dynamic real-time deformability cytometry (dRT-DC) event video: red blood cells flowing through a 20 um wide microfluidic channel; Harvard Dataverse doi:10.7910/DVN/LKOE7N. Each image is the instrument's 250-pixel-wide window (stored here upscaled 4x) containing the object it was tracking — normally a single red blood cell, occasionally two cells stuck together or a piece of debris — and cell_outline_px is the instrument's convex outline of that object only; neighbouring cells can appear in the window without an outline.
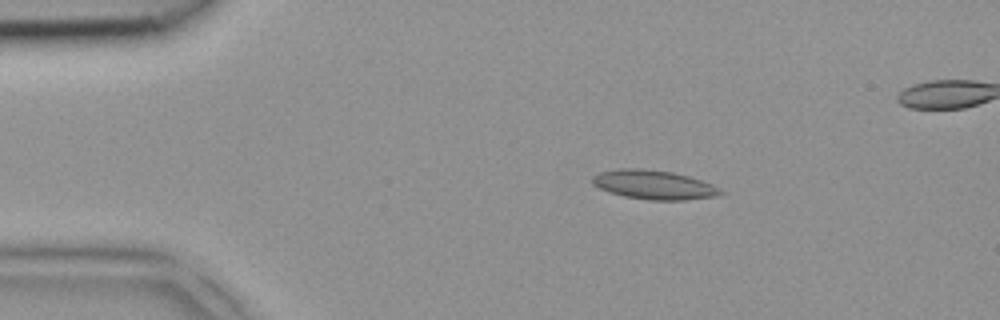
{"species": "common noctule bat (a hibernating species)", "species_latin": "Nyctalus noctula", "temperature_condition": "room temperature", "stored_images_in_passage": 4, "camera_frame_rate_fps": 3000, "um_per_image_px": 0.085, "animal": {"sex": "female", "body_mass_g": 18.4}, "frame": {"image": 1, "passage_image": 2, "time_ms": 0.333, "image_size_px": [1000, 320], "cell_outline_px": [[724, 192], [716, 196], [684, 200], [652, 200], [624, 196], [608, 192], [592, 184], [592, 176], [600, 172], [616, 168], [640, 168], [672, 172], [688, 176], [712, 184], [720, 188]], "centroid_in_image_um": [55.55, 15.7], "position_along_channel_um": 29.4, "area_um2": 21.73}}